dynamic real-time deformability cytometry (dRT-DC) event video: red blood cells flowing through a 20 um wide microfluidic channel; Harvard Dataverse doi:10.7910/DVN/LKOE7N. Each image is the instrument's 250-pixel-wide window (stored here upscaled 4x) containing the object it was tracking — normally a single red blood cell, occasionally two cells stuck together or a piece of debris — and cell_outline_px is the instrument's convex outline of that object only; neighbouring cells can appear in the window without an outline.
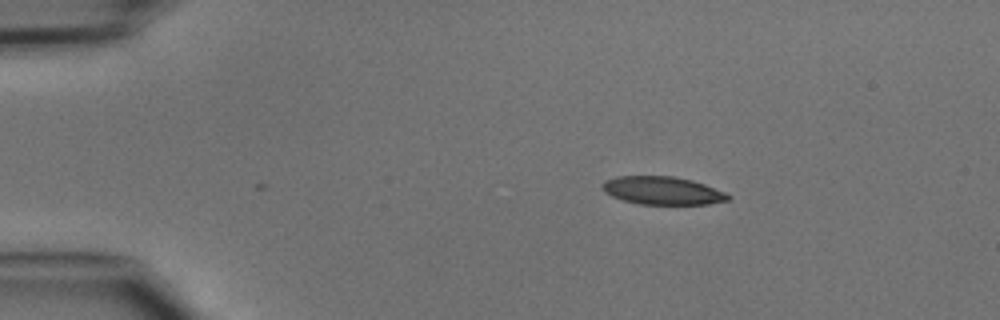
{"species": "common noctule bat (a hibernating species)", "species_latin": "Nyctalus noctula", "temperature_condition": "cold", "stored_images_in_passage": 40, "camera_frame_rate_fps": 3000, "um_per_image_px": 0.085, "animal": {"sex": "male", "body_mass_g": 15.6}, "frame": {"image": 1, "passage_image": 1, "time_ms": 0.0, "image_size_px": [1000, 320], "cell_outline_px": [[732, 196], [728, 200], [708, 204], [640, 204], [624, 200], [612, 196], [604, 192], [600, 188], [600, 184], [604, 180], [616, 176], [672, 176], [692, 180], [704, 184], [724, 192]], "centroid_in_image_um": [56.26, 16.19], "position_along_channel_um": 28.7, "area_um2": 20.58}}
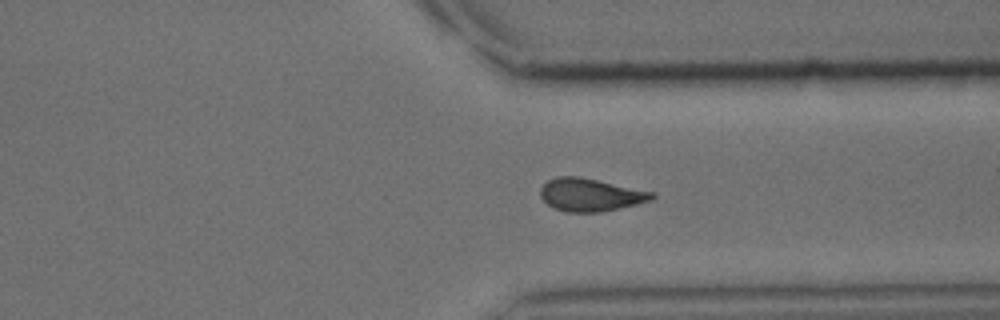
{"frame": {"image": 2, "passage_image": 29, "time_ms": 9.333, "image_size_px": [1000, 320], "cell_outline_px": [[656, 196], [652, 200], [620, 208], [600, 212], [564, 212], [552, 208], [540, 196], [540, 188], [548, 180], [556, 176], [580, 176], [656, 192]], "centroid_in_image_um": [50.19, 16.55], "position_along_channel_um": 361.2, "area_um2": 21.62}}
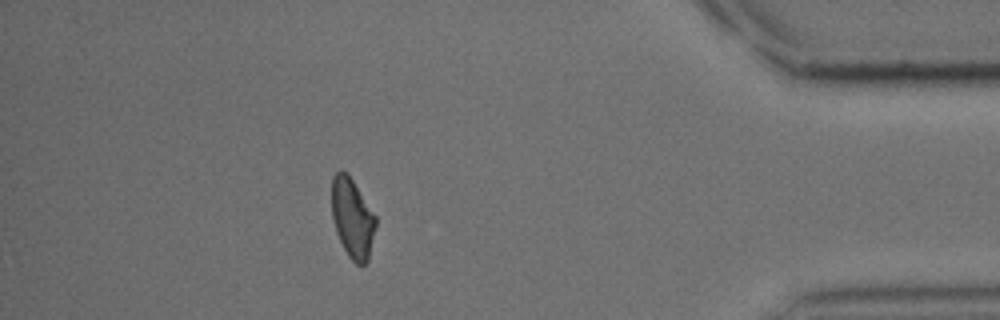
{"frame": {"image": 3, "passage_image": 35, "time_ms": 11.333, "image_size_px": [1000, 320], "cell_outline_px": [[376, 224], [368, 260], [364, 264], [356, 264], [348, 256], [336, 232], [332, 216], [332, 176], [340, 168], [352, 180], [376, 216]], "centroid_in_image_um": [29.94, 18.54], "position_along_channel_um": 405.3, "area_um2": 20.11}}